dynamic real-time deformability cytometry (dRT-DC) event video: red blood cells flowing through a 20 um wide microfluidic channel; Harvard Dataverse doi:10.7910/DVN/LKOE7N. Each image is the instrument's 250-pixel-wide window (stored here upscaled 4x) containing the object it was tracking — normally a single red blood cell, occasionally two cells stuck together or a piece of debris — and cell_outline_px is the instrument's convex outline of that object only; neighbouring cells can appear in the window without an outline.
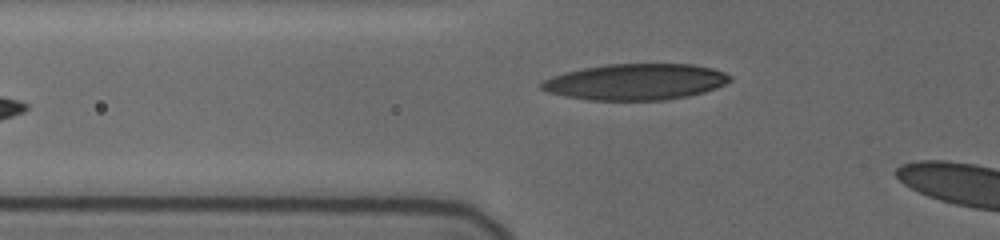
{"species": "human", "species_latin": "Homo sapiens", "temperature_condition": "cold", "stored_images_in_passage": 8, "camera_frame_rate_fps": 3000, "um_per_image_px": 0.085, "donor": {"sex": "female"}, "frame": {"image": 1, "passage_image": 8, "time_ms": 4.0, "image_size_px": [1000, 240], "cell_outline_px": [[732, 80], [716, 88], [704, 92], [688, 96], [664, 100], [592, 100], [568, 96], [548, 92], [540, 88], [540, 84], [544, 80], [552, 76], [584, 68], [604, 64], [692, 64], [712, 68], [724, 72], [732, 76]], "centroid_in_image_um": [54.07, 6.95], "position_along_channel_um": 71.7, "area_um2": 39.54}}